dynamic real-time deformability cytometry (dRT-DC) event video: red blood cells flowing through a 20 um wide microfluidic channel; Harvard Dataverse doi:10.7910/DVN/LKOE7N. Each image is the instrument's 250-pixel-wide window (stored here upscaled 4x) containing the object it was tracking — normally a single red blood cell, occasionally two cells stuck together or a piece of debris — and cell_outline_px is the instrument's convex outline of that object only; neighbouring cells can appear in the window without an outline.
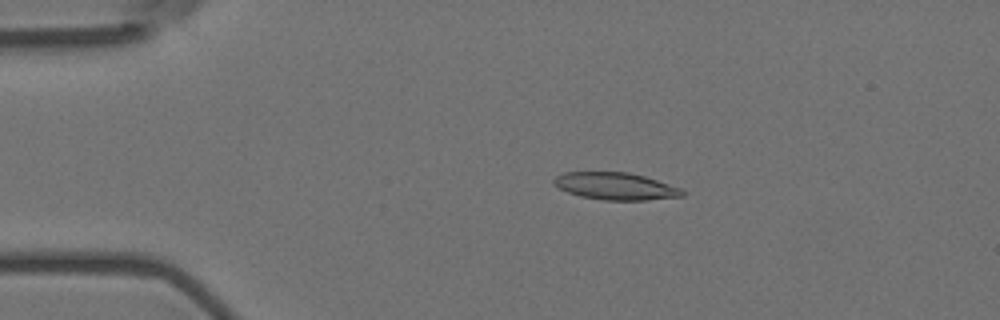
{"species": "Egyptian fruit bat (a non-hibernating species)", "species_latin": "Rousettus aegyptiacus", "temperature_condition": "room temperature", "stored_images_in_passage": 50, "camera_frame_rate_fps": 3000, "um_per_image_px": 0.085, "animal": {"sex": "female"}, "frame": {"image": 1, "passage_image": 7, "time_ms": 2.0, "image_size_px": [1000, 320], "cell_outline_px": [[684, 196], [644, 200], [604, 200], [580, 196], [568, 192], [552, 184], [552, 180], [556, 176], [564, 172], [628, 172], [644, 176], [680, 188], [684, 192]], "centroid_in_image_um": [52.28, 15.82], "position_along_channel_um": 32.7, "area_um2": 20.23}}
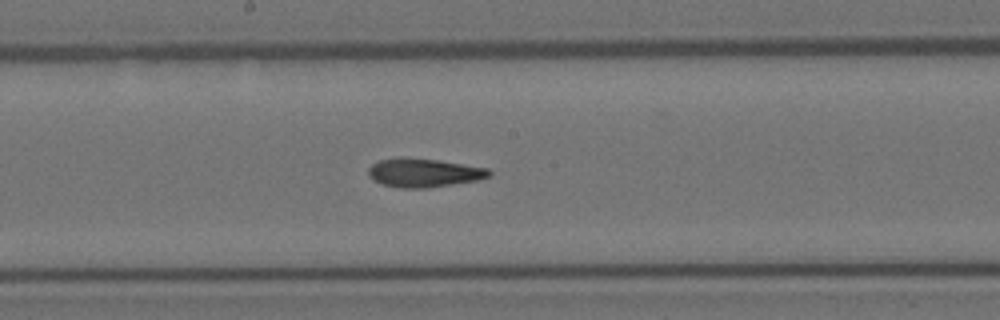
{"frame": {"image": 2, "passage_image": 25, "time_ms": 8.0, "image_size_px": [1000, 320], "cell_outline_px": [[492, 176], [480, 180], [428, 188], [400, 188], [384, 184], [368, 176], [368, 168], [372, 164], [380, 160], [436, 160], [488, 168], [492, 172]], "centroid_in_image_um": [36.12, 14.73], "position_along_channel_um": 212.1, "area_um2": 19.48}}
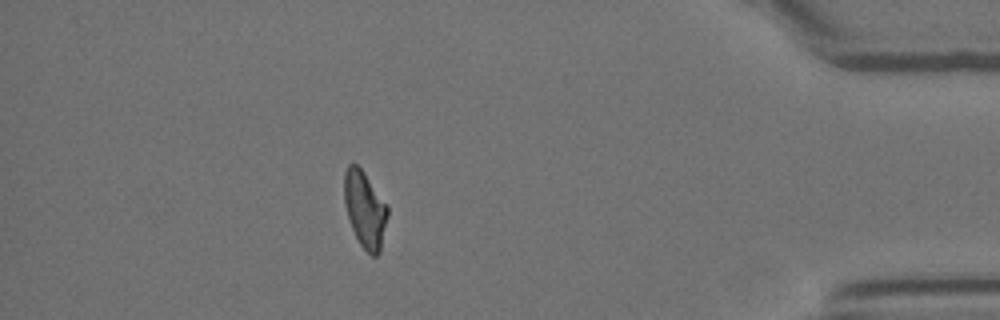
{"frame": {"image": 3, "passage_image": 44, "time_ms": 14.333, "image_size_px": [1000, 320], "cell_outline_px": [[388, 216], [380, 252], [376, 256], [372, 256], [360, 244], [348, 220], [344, 204], [344, 172], [348, 164], [356, 164], [360, 168], [388, 204]], "centroid_in_image_um": [31.02, 17.8], "position_along_channel_um": 404.2, "area_um2": 19.42}, "authors_computed_cell_mechanics": {"area_um2": 20.0566, "velocity_mm_per_s": 3.7581, "shape_relaxation_time_tau1_ms": null, "shape_relaxation_time_tau2_ms": 4.6848, "deformation_change_tau1": null, "deformation_change_tau2": 0.1429}}